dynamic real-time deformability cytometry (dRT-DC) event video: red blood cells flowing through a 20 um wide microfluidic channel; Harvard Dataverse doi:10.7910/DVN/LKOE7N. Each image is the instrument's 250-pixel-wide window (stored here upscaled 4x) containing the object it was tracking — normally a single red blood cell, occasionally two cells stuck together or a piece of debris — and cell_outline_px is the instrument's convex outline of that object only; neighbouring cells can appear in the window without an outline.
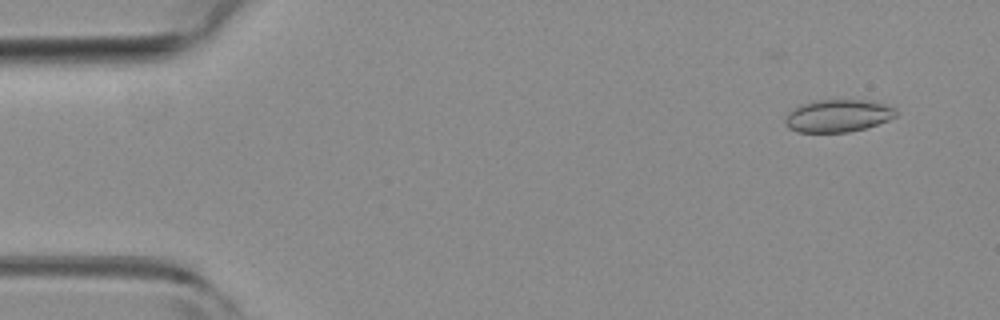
{"species": "common noctule bat (a hibernating species)", "species_latin": "Nyctalus noctula", "temperature_condition": "room temperature", "stored_images_in_passage": 7, "camera_frame_rate_fps": 3000, "um_per_image_px": 0.085, "animal": {"sex": "female", "body_mass_g": 19.3, "forearm_length_mm": 54.1}, "frame": {"image": 1, "passage_image": 3, "time_ms": 0.667, "image_size_px": [1000, 320], "cell_outline_px": [[896, 116], [888, 120], [864, 128], [848, 132], [796, 132], [788, 128], [784, 120], [788, 112], [792, 108], [800, 104], [816, 100], [868, 100], [884, 104], [896, 108]], "centroid_in_image_um": [71.18, 9.83], "position_along_channel_um": 13.8, "area_um2": 21.04}}
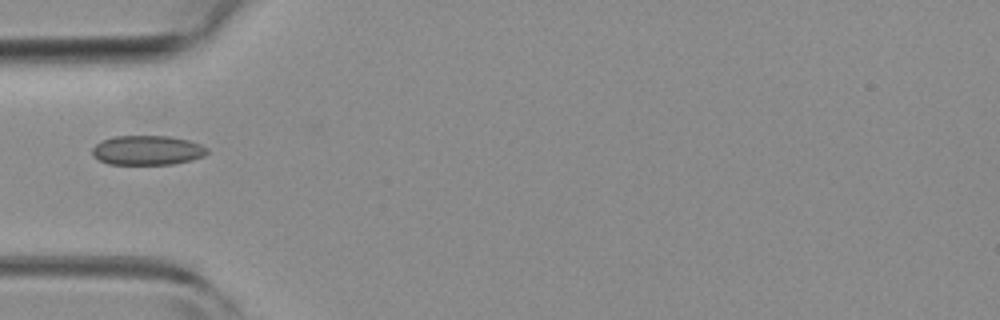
{"frame": {"image": 2, "passage_image": 6, "time_ms": 1.667, "image_size_px": [1000, 320], "cell_outline_px": [[208, 152], [204, 156], [192, 160], [172, 164], [108, 164], [92, 156], [92, 148], [96, 144], [104, 140], [116, 136], [168, 136], [188, 140], [200, 144], [208, 148]], "centroid_in_image_um": [12.53, 12.78], "position_along_channel_um": 72.5, "area_um2": 19.71}}
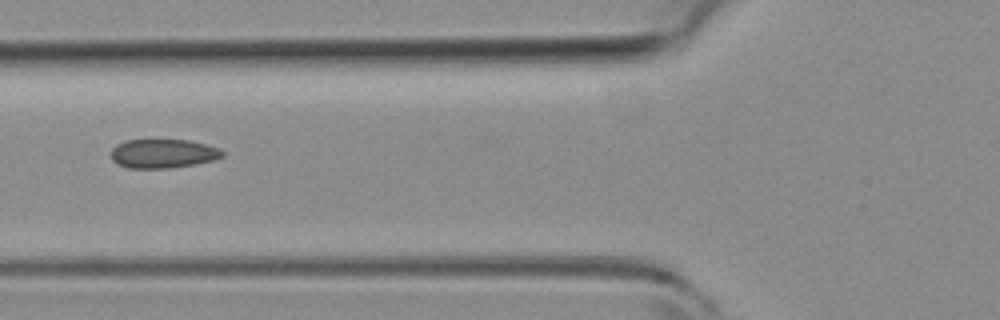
{"frame": {"image": 3, "passage_image": 7, "time_ms": 2.0, "image_size_px": [1000, 320], "cell_outline_px": [[224, 156], [212, 160], [192, 164], [168, 168], [128, 168], [112, 160], [112, 148], [116, 144], [124, 140], [188, 140], [204, 144], [216, 148], [224, 152]], "centroid_in_image_um": [13.82, 13.05], "position_along_channel_um": 112.0, "area_um2": 18.5}}